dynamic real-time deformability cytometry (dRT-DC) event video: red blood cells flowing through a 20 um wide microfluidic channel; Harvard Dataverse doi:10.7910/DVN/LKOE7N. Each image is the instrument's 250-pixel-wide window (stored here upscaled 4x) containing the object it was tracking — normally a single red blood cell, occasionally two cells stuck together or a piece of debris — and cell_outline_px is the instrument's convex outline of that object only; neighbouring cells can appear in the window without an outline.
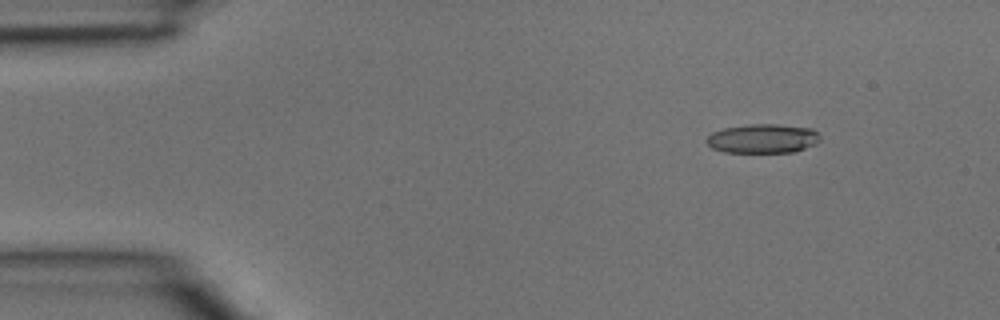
{"species": "common noctule bat (a hibernating species)", "species_latin": "Nyctalus noctula", "temperature_condition": "room temperature", "stored_images_in_passage": 4, "segment_of_instrument_passage": [2, 2], "camera_frame_rate_fps": 3000, "um_per_image_px": 0.085, "animal": {"sex": "male", "body_mass_g": 15.6}, "frame": {"image": 1, "passage_image": 4, "time_ms": 1.0, "image_size_px": [1000, 320], "cell_outline_px": [[820, 140], [816, 144], [792, 152], [724, 152], [712, 148], [704, 140], [712, 132], [724, 128], [748, 124], [776, 124], [812, 128], [820, 136]], "centroid_in_image_um": [64.82, 11.77], "position_along_channel_um": 20.2, "area_um2": 19.31}}